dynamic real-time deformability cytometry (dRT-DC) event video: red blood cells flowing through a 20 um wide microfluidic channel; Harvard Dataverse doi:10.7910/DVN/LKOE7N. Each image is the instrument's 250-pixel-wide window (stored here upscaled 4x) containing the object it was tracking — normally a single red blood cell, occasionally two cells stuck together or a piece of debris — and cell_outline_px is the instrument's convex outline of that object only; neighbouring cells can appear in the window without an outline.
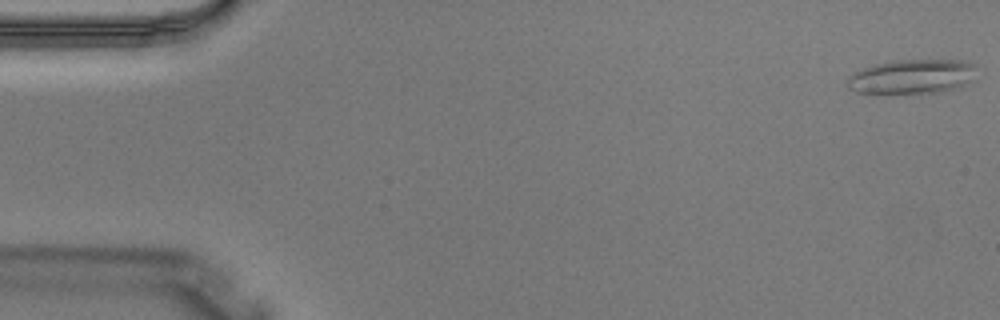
{"species": "Egyptian fruit bat (a non-hibernating species)", "species_latin": "Rousettus aegyptiacus", "temperature_condition": "warm", "stored_images_in_passage": 3, "camera_frame_rate_fps": 3000, "um_per_image_px": 0.085, "animal": {"sex": "male"}, "frame": {"image": 1, "passage_image": 1, "time_ms": 0.0, "image_size_px": [1000, 320], "cell_outline_px": [[976, 80], [952, 88], [936, 92], [856, 92], [848, 88], [848, 76], [864, 68], [876, 64], [900, 60], [968, 60], [976, 64]], "centroid_in_image_um": [77.61, 6.48], "position_along_channel_um": 7.4, "area_um2": 25.49}}